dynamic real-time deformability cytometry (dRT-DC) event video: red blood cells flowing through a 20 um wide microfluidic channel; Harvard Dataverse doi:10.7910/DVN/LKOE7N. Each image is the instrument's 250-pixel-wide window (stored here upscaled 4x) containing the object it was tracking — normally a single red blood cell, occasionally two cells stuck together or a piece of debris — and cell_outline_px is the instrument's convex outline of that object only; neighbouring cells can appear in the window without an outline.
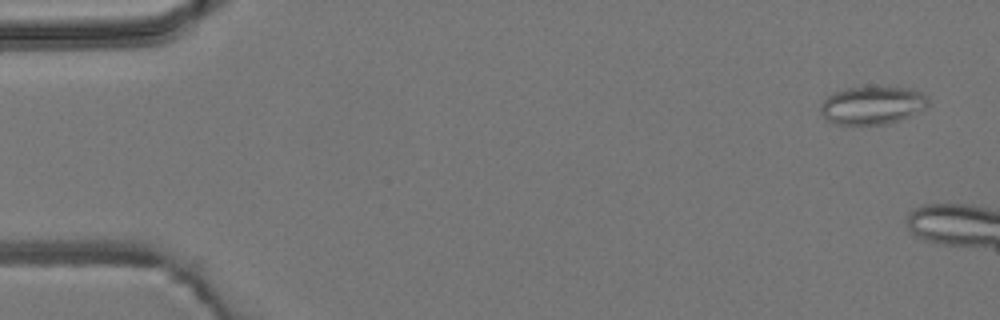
{"species": "common noctule bat (a hibernating species)", "species_latin": "Nyctalus noctula", "temperature_condition": "room temperature", "stored_images_in_passage": 5, "camera_frame_rate_fps": 3000, "um_per_image_px": 0.085, "animal": {"sex": "male", "body_mass_g": 19.2, "forearm_length_mm": 51.8}, "frame": {"image": 1, "passage_image": 1, "time_ms": 0.0, "image_size_px": [1000, 320], "cell_outline_px": [[928, 104], [924, 108], [900, 120], [884, 124], [836, 124], [828, 120], [820, 112], [820, 104], [832, 92], [848, 88], [908, 88], [920, 92], [928, 96]], "centroid_in_image_um": [74.12, 8.95], "position_along_channel_um": 10.9, "area_um2": 23.41}}